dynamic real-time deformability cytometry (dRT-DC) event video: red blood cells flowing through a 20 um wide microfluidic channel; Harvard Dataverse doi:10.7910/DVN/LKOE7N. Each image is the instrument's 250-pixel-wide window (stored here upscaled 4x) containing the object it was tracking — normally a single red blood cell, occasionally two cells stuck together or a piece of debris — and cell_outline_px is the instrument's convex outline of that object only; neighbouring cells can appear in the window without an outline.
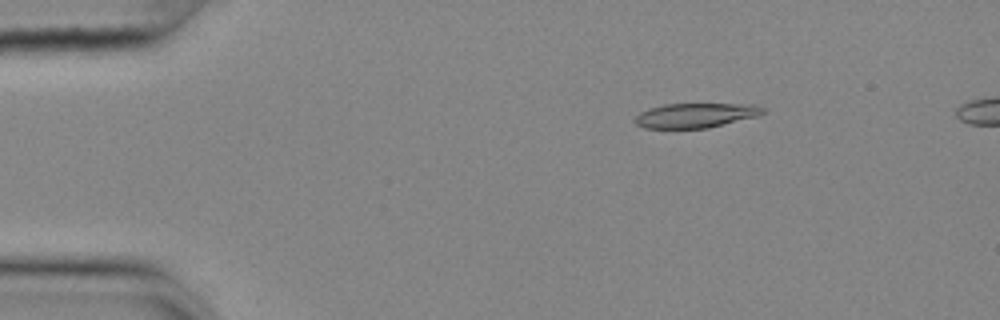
{"species": "common noctule bat (a hibernating species)", "species_latin": "Nyctalus noctula", "temperature_condition": "cold", "stored_images_in_passage": 55, "camera_frame_rate_fps": 3000, "um_per_image_px": 0.085, "animal": {"sex": "female", "body_mass_g": 25.1}, "frame": {"image": 1, "passage_image": 9, "time_ms": 2.667, "image_size_px": [1000, 320], "cell_outline_px": [[764, 112], [760, 116], [708, 128], [644, 128], [636, 124], [636, 116], [640, 112], [648, 108], [664, 104], [756, 104], [764, 108]], "centroid_in_image_um": [59.16, 9.8], "position_along_channel_um": 25.8, "area_um2": 18.44}}
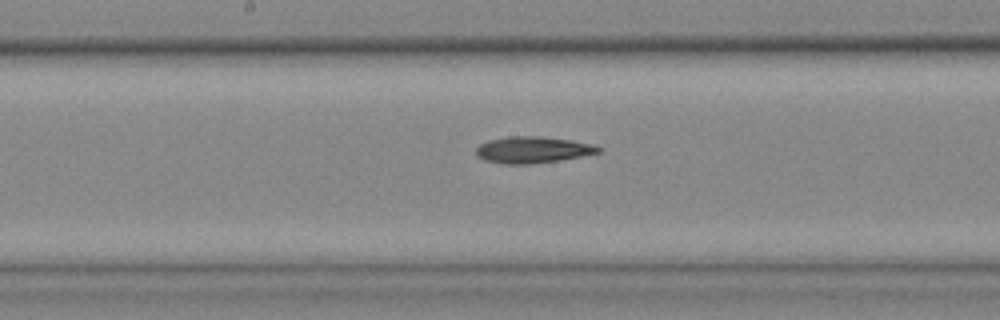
{"frame": {"image": 2, "passage_image": 29, "time_ms": 9.333, "image_size_px": [1000, 320], "cell_outline_px": [[600, 152], [580, 156], [556, 160], [528, 164], [504, 164], [484, 160], [476, 156], [476, 148], [480, 144], [488, 140], [508, 136], [540, 136], [572, 140], [592, 144], [600, 148]], "centroid_in_image_um": [45.22, 12.72], "position_along_channel_um": 203.0, "area_um2": 18.73}}
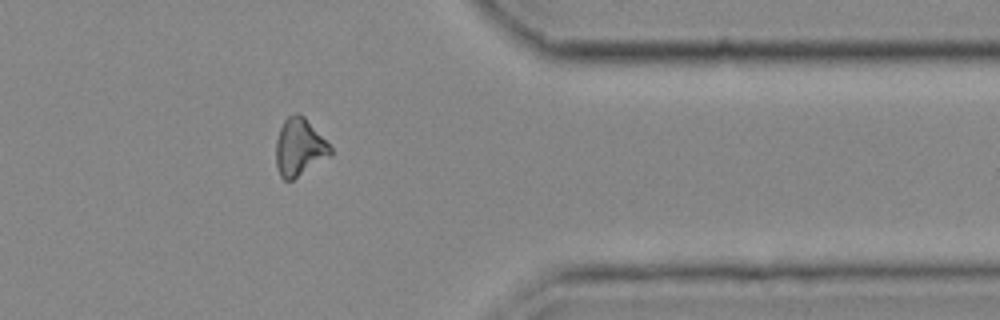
{"frame": {"image": 3, "passage_image": 45, "time_ms": 14.667, "image_size_px": [1000, 320], "cell_outline_px": [[332, 156], [292, 180], [284, 180], [280, 176], [276, 168], [276, 140], [280, 128], [284, 120], [288, 116], [296, 112], [304, 116], [332, 148]], "centroid_in_image_um": [25.44, 12.53], "position_along_channel_um": 386.0, "area_um2": 18.32}}